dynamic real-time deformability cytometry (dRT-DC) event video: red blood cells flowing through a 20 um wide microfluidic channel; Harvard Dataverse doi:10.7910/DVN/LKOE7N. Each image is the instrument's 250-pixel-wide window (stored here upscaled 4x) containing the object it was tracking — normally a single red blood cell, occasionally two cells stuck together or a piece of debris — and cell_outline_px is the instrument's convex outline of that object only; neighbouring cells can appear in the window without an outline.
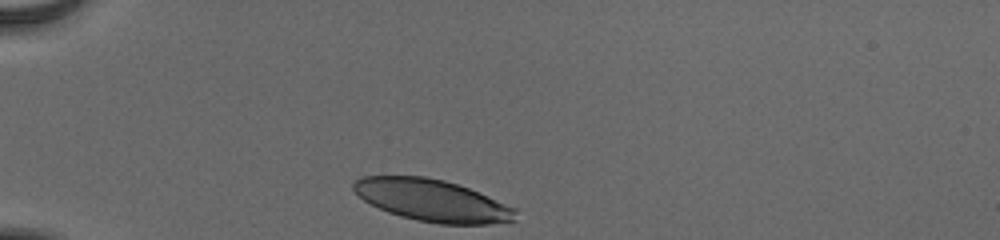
{"species": "human", "species_latin": "Homo sapiens", "temperature_condition": "cold", "stored_images_in_passage": 32, "camera_frame_rate_fps": 3000, "um_per_image_px": 0.085, "donor": {"sex": "male"}, "frame": {"image": 1, "passage_image": 1, "time_ms": 0.0, "image_size_px": [1000, 240], "cell_outline_px": [[516, 220], [488, 224], [440, 224], [416, 220], [400, 216], [388, 212], [364, 200], [352, 188], [352, 184], [356, 180], [364, 176], [424, 176], [444, 180], [468, 188], [516, 208]], "centroid_in_image_um": [36.74, 17.04], "position_along_channel_um": 48.3, "area_um2": 39.25}}
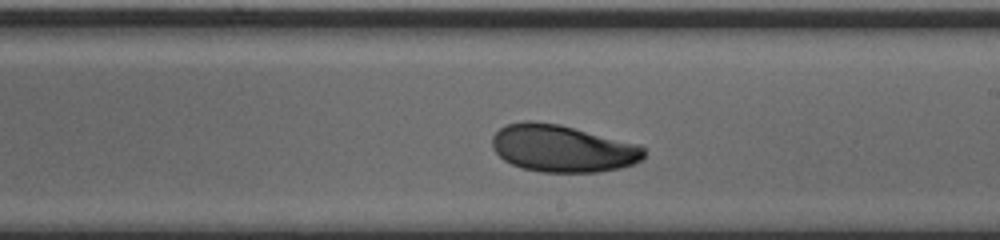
{"frame": {"image": 2, "passage_image": 19, "time_ms": 6.0, "image_size_px": [1000, 240], "cell_outline_px": [[644, 160], [620, 168], [596, 172], [540, 172], [524, 168], [512, 164], [504, 160], [492, 148], [492, 136], [500, 128], [508, 124], [524, 120], [532, 120], [560, 124], [640, 144], [644, 148]], "centroid_in_image_um": [47.82, 12.61], "position_along_channel_um": 241.2, "area_um2": 41.96}}
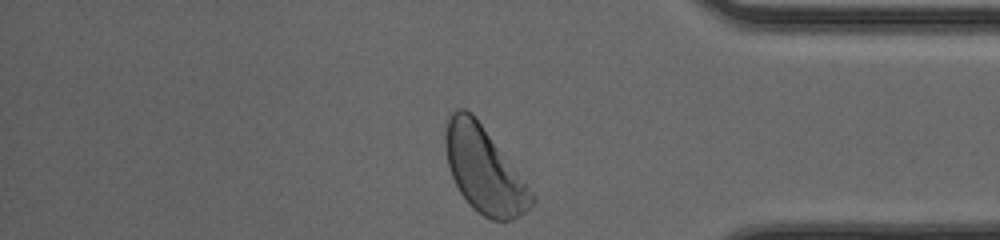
{"frame": {"image": 3, "passage_image": 32, "time_ms": 10.333, "image_size_px": [1000, 240], "cell_outline_px": [[536, 200], [524, 212], [512, 220], [492, 220], [484, 216], [472, 208], [468, 204], [460, 192], [452, 176], [448, 164], [444, 144], [444, 132], [448, 116], [456, 108], [464, 108], [472, 112], [532, 192]], "centroid_in_image_um": [41.09, 14.42], "position_along_channel_um": 394.1, "area_um2": 42.54}, "authors_computed_cell_mechanics": {"area_um2": 41.7027, "velocity_mm_per_s": 3.8358, "shape_relaxation_time_tau1_ms": 2.3871, "shape_relaxation_time_tau2_ms": 9.875, "deformation_change_tau1": 0.125, "deformation_change_tau2": 0.1534}}